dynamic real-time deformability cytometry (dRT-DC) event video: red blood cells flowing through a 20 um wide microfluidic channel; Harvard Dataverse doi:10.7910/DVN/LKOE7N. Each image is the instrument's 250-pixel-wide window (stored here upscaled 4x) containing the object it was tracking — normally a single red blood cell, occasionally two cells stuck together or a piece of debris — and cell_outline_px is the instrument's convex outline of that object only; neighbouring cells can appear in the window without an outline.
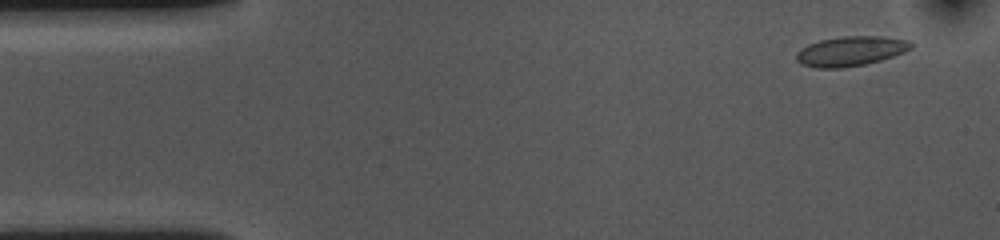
{"species": "common noctule bat (a hibernating species)", "species_latin": "Nyctalus noctula", "temperature_condition": "cold", "stored_images_in_passage": 54, "camera_frame_rate_fps": 3000, "um_per_image_px": 0.085, "animal": {"sex": "female", "body_mass_g": 10.0, "forearm_length_mm": 53.1}, "frame": {"image": 1, "passage_image": 3, "time_ms": 0.667, "image_size_px": [1000, 240], "cell_outline_px": [[912, 48], [904, 52], [880, 60], [864, 64], [840, 68], [816, 68], [800, 64], [796, 60], [796, 52], [808, 44], [820, 40], [840, 36], [880, 36], [908, 40], [912, 44]], "centroid_in_image_um": [72.27, 4.34], "position_along_channel_um": 12.7, "area_um2": 19.83}}
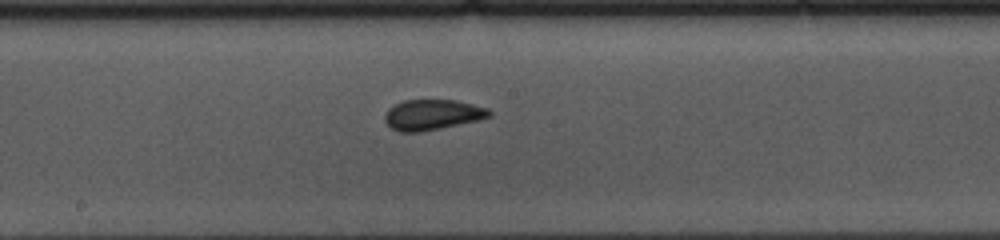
{"frame": {"image": 2, "passage_image": 27, "time_ms": 8.667, "image_size_px": [1000, 240], "cell_outline_px": [[492, 116], [480, 120], [420, 132], [400, 132], [392, 128], [384, 120], [384, 116], [388, 108], [404, 100], [456, 100], [488, 108], [492, 112]], "centroid_in_image_um": [36.77, 9.75], "position_along_channel_um": 211.4, "area_um2": 18.55}}
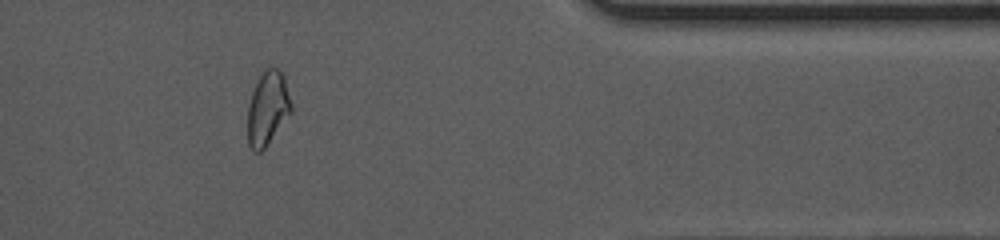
{"frame": {"image": 3, "passage_image": 44, "time_ms": 14.333, "image_size_px": [1000, 240], "cell_outline_px": [[292, 112], [264, 148], [260, 152], [256, 152], [248, 144], [248, 104], [252, 92], [260, 76], [272, 64], [284, 76], [292, 104]], "centroid_in_image_um": [22.76, 9.2], "position_along_channel_um": 388.6, "area_um2": 18.55}, "authors_computed_cell_mechanics": {"area_um2": 18.6983, "velocity_mm_per_s": 3.6011, "shape_relaxation_time_tau1_ms": 5.1783, "shape_relaxation_time_tau2_ms": 1.098, "deformation_change_tau1": 0.1005, "deformation_change_tau2": 0.0401}}